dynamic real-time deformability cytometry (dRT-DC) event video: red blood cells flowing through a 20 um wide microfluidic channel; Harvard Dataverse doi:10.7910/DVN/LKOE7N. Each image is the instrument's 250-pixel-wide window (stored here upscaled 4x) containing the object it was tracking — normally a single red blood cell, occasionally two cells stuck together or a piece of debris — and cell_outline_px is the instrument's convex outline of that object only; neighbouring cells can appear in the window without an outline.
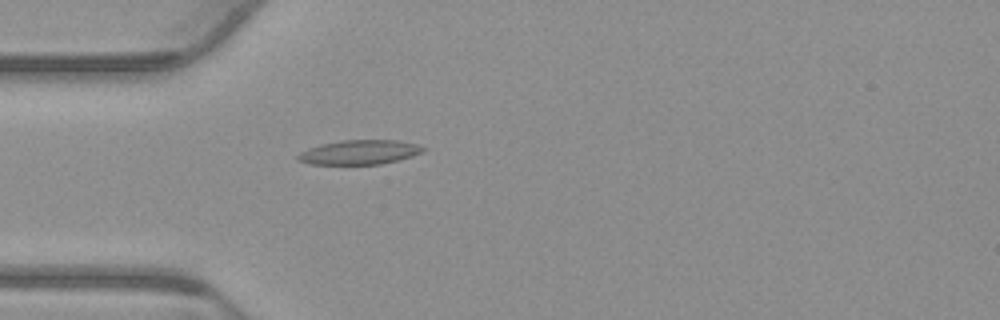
{"species": "common noctule bat (a hibernating species)", "species_latin": "Nyctalus noctula", "temperature_condition": "warm", "stored_images_in_passage": 39, "camera_frame_rate_fps": 3000, "um_per_image_px": 0.085, "animal": {"sex": "male", "body_mass_g": 23.1, "forearm_length_mm": 52.7}, "frame": {"image": 1, "passage_image": 1, "time_ms": 0.0, "image_size_px": [1000, 320], "cell_outline_px": [[424, 148], [420, 152], [412, 156], [380, 164], [308, 164], [300, 160], [296, 156], [300, 152], [308, 148], [320, 144], [344, 140], [396, 140], [416, 144]], "centroid_in_image_um": [30.5, 12.93], "position_along_channel_um": 54.5, "area_um2": 17.51}}
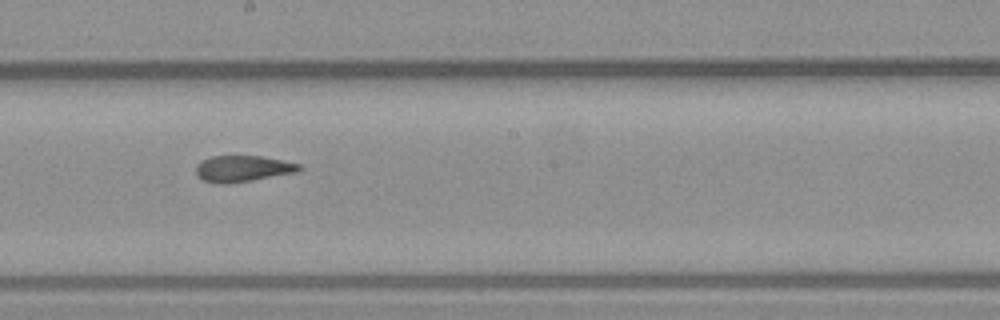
{"frame": {"image": 2, "passage_image": 15, "time_ms": 4.667, "image_size_px": [1000, 320], "cell_outline_px": [[304, 168], [296, 172], [252, 180], [228, 184], [216, 184], [204, 180], [196, 176], [196, 164], [200, 160], [212, 156], [260, 156], [300, 164]], "centroid_in_image_um": [20.58, 14.34], "position_along_channel_um": 227.6, "area_um2": 15.84}}
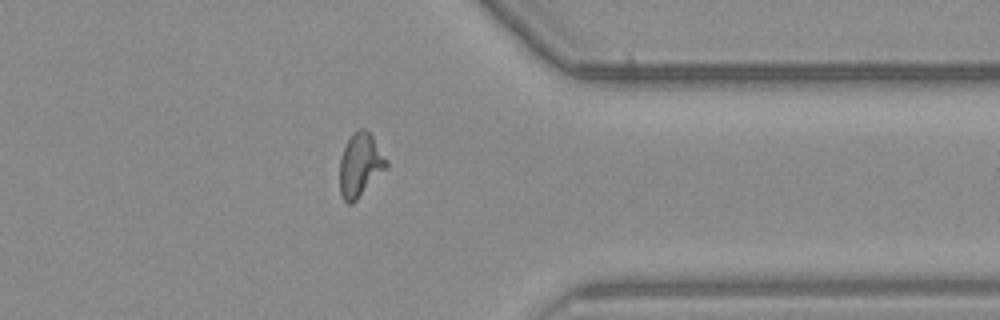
{"frame": {"image": 3, "passage_image": 28, "time_ms": 9.0, "image_size_px": [1000, 320], "cell_outline_px": [[388, 168], [352, 204], [348, 204], [344, 200], [340, 192], [340, 156], [352, 132], [360, 128], [364, 128], [372, 136], [388, 160]], "centroid_in_image_um": [30.63, 14.02], "position_along_channel_um": 380.8, "area_um2": 17.34}, "authors_computed_cell_mechanics": {"area_um2": 16.5308, "velocity_mm_per_s": 3.8, "shape_relaxation_time_tau1_ms": null, "shape_relaxation_time_tau2_ms": 2.2609, "deformation_change_tau1": null, "deformation_change_tau2": 0.0999}}